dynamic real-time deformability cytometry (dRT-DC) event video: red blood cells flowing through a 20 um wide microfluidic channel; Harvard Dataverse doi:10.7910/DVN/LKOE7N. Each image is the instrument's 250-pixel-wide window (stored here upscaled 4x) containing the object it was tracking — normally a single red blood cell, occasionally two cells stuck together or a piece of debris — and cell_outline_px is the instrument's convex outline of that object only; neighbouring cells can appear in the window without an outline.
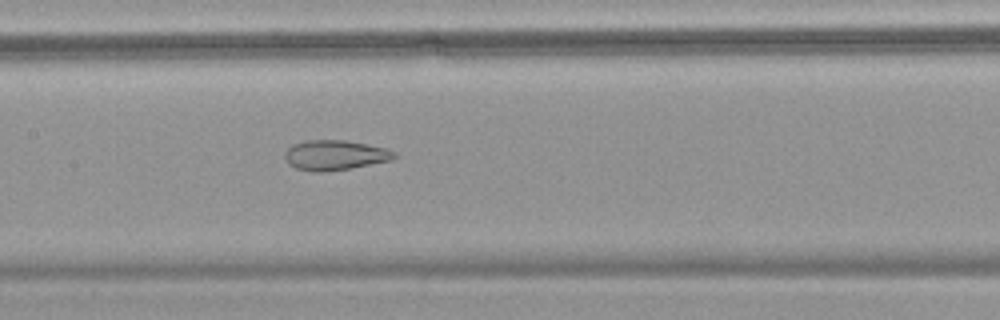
{"species": "common noctule bat (a hibernating species)", "species_latin": "Nyctalus noctula", "temperature_condition": "warm", "stored_images_in_passage": 58, "camera_frame_rate_fps": 3000, "um_per_image_px": 0.085, "animal": {"sex": "female", "body_mass_g": 18.4}, "frame": {"image": 1, "passage_image": 30, "time_ms": 9.667, "image_size_px": [1000, 320], "cell_outline_px": [[396, 156], [392, 160], [352, 168], [324, 172], [316, 172], [296, 168], [288, 164], [284, 156], [284, 152], [292, 144], [304, 140], [344, 140], [388, 148], [396, 152]], "centroid_in_image_um": [28.46, 13.18], "position_along_channel_um": 178.9, "area_um2": 19.31}}
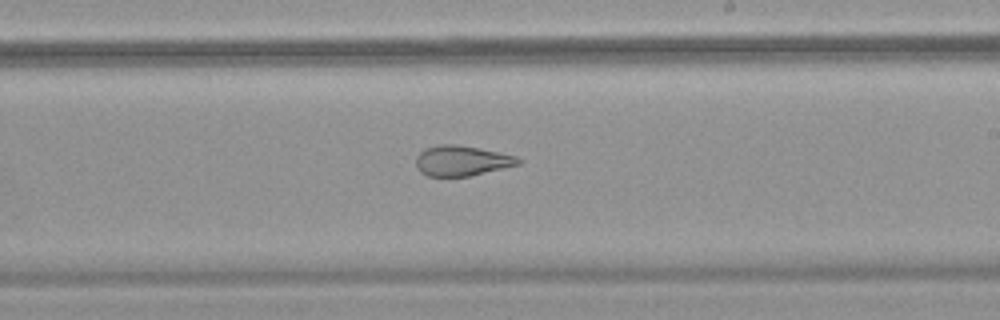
{"frame": {"image": 2, "passage_image": 36, "time_ms": 11.667, "image_size_px": [1000, 320], "cell_outline_px": [[524, 160], [520, 164], [468, 176], [428, 176], [420, 172], [416, 168], [416, 156], [424, 148], [440, 144], [452, 144], [476, 148], [516, 156]], "centroid_in_image_um": [39.21, 13.66], "position_along_channel_um": 249.8, "area_um2": 17.86}}
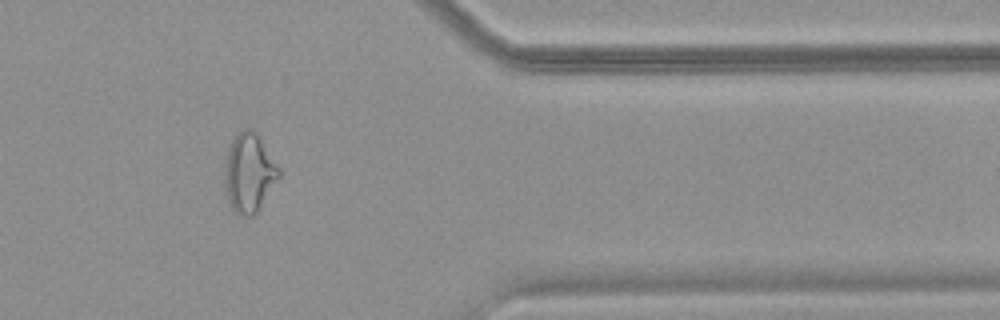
{"frame": {"image": 3, "passage_image": 49, "time_ms": 16.0, "image_size_px": [1000, 320], "cell_outline_px": [[280, 176], [256, 212], [252, 216], [244, 216], [236, 212], [232, 208], [228, 200], [224, 180], [224, 164], [228, 148], [236, 132], [244, 128], [252, 128], [260, 136], [280, 168]], "centroid_in_image_um": [21.16, 14.63], "position_along_channel_um": 390.2, "area_um2": 25.03}, "authors_computed_cell_mechanics": {"area_um2": 25.0563, "velocity_mm_per_s": 3.5685, "shape_relaxation_time_tau1_ms": null, "shape_relaxation_time_tau2_ms": 2.0133, "deformation_change_tau1": null, "deformation_change_tau2": 0.1075}}